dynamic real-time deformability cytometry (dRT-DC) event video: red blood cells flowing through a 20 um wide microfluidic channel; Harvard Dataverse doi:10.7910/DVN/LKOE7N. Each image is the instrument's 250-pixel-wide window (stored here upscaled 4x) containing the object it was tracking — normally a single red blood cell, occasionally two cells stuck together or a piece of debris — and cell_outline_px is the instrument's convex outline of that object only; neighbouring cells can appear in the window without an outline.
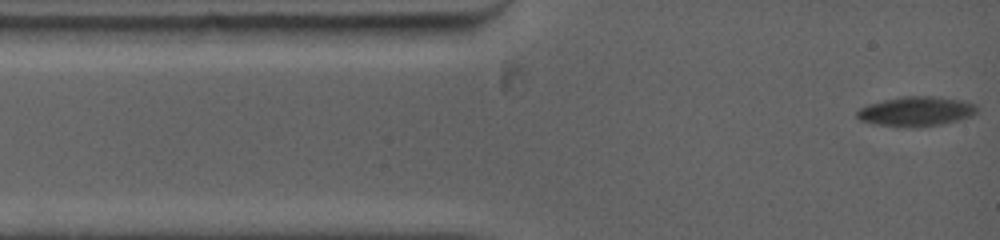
{"species": "common noctule bat (a hibernating species)", "species_latin": "Nyctalus noctula", "temperature_condition": "warm", "stored_images_in_passage": 11, "camera_frame_rate_fps": 5000, "um_per_image_px": 0.085, "animal": {"sex": "female", "body_mass_g": 19.0, "forearm_length_mm": 53.3}, "frame": {"image": 1, "passage_image": 1, "time_ms": 0.0, "image_size_px": [1000, 240], "cell_outline_px": [[976, 112], [972, 116], [940, 124], [920, 128], [912, 128], [872, 124], [860, 120], [856, 116], [856, 112], [860, 108], [868, 104], [884, 100], [904, 96], [932, 96], [960, 100], [976, 104]], "centroid_in_image_um": [77.83, 9.48], "position_along_channel_um": 7.2, "area_um2": 20.75}}
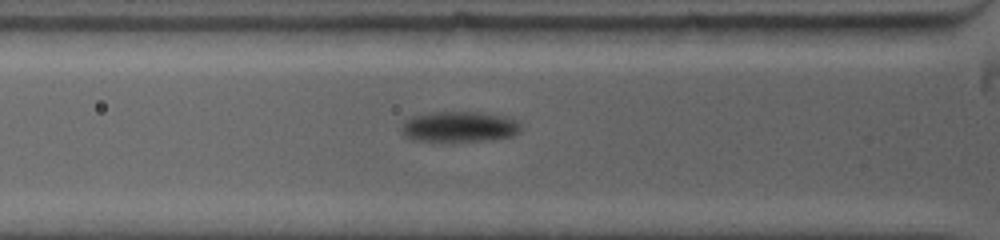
{"frame": {"image": 2, "passage_image": 7, "time_ms": 3.4, "image_size_px": [1000, 240], "cell_outline_px": [[520, 132], [512, 136], [492, 140], [412, 140], [404, 136], [404, 120], [412, 116], [432, 112], [480, 112], [504, 116], [516, 120], [520, 124]], "centroid_in_image_um": [39.08, 10.76], "position_along_channel_um": 86.7, "area_um2": 20.92}}
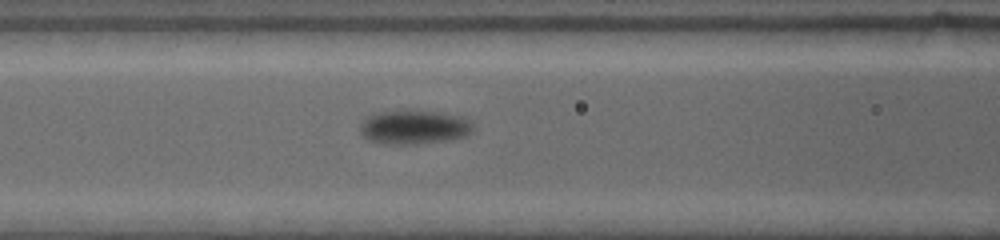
{"frame": {"image": 3, "passage_image": 10, "time_ms": 4.6, "image_size_px": [1000, 240], "cell_outline_px": [[476, 128], [468, 136], [452, 140], [416, 144], [380, 144], [368, 140], [360, 132], [360, 124], [368, 116], [376, 112], [408, 108], [436, 112], [456, 116], [468, 120]], "centroid_in_image_um": [35.18, 10.8], "position_along_channel_um": 131.4, "area_um2": 23.06}}